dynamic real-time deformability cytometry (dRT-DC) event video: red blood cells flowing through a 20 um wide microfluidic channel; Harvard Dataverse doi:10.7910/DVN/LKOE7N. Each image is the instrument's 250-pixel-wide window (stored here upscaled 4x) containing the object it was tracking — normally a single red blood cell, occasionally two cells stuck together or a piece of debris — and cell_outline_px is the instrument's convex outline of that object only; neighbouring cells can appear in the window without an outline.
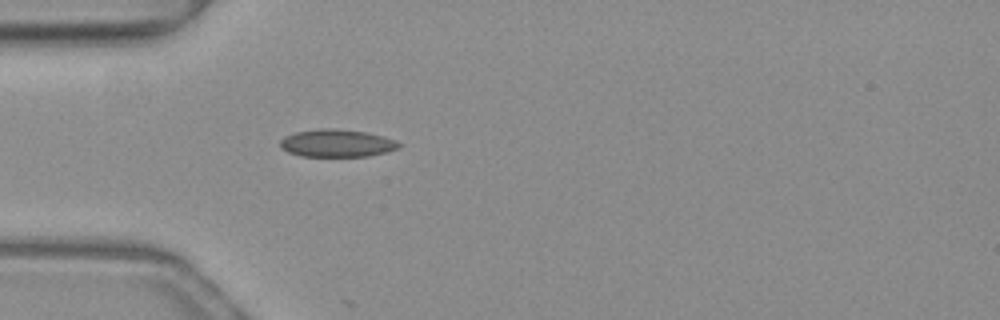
{"species": "common noctule bat (a hibernating species)", "species_latin": "Nyctalus noctula", "temperature_condition": "warm", "stored_images_in_passage": 26, "camera_frame_rate_fps": 3000, "um_per_image_px": 0.085, "animal": {"sex": "female", "body_mass_g": 19.3, "forearm_length_mm": 54.1}, "frame": {"image": 1, "passage_image": 1, "time_ms": 0.0, "image_size_px": [1000, 320], "cell_outline_px": [[400, 148], [388, 152], [368, 156], [300, 156], [288, 152], [280, 148], [280, 140], [284, 136], [296, 132], [320, 128], [336, 128], [364, 132], [384, 136], [396, 140], [400, 144]], "centroid_in_image_um": [28.63, 12.17], "position_along_channel_um": 56.4, "area_um2": 19.25}}
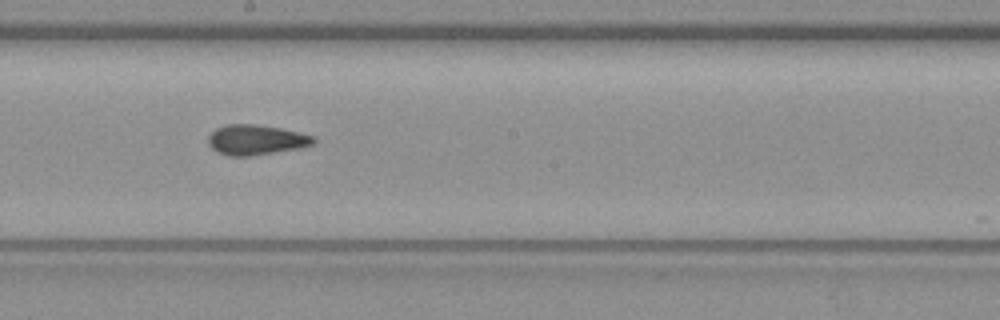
{"frame": {"image": 2, "passage_image": 14, "time_ms": 4.333, "image_size_px": [1000, 320], "cell_outline_px": [[316, 144], [300, 148], [248, 156], [228, 156], [216, 152], [208, 144], [208, 136], [216, 128], [228, 124], [256, 124], [280, 128], [316, 136]], "centroid_in_image_um": [21.78, 11.88], "position_along_channel_um": 226.4, "area_um2": 18.61}}
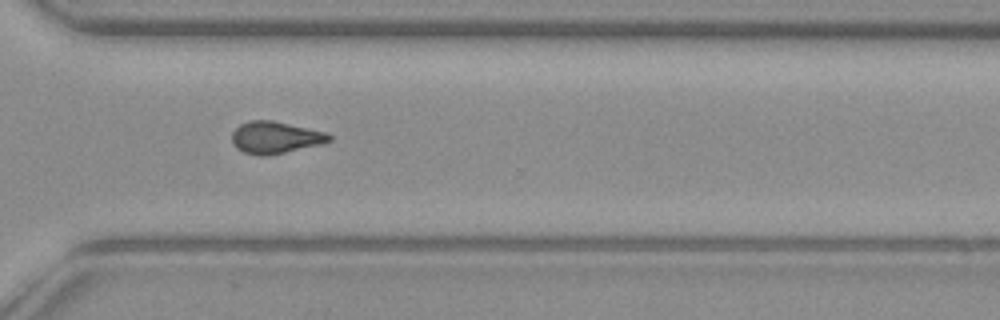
{"frame": {"image": 3, "passage_image": 23, "time_ms": 7.333, "image_size_px": [1000, 320], "cell_outline_px": [[332, 140], [324, 144], [268, 156], [256, 156], [244, 152], [236, 148], [232, 144], [232, 132], [240, 124], [248, 120], [272, 120], [324, 132], [332, 136]], "centroid_in_image_um": [23.38, 11.7], "position_along_channel_um": 347.2, "area_um2": 18.32}, "authors_computed_cell_mechanics": {"area_um2": 18.3804, "velocity_mm_per_s": 4.0221, "shape_relaxation_time_tau1_ms": null, "shape_relaxation_time_tau2_ms": 2.262, "deformation_change_tau1": null, "deformation_change_tau2": 0.0639}}